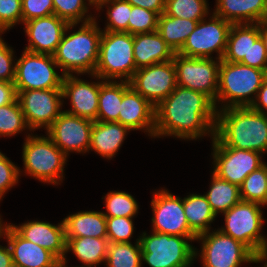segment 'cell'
Here are the masks:
<instances>
[{
	"label": "cell",
	"mask_w": 267,
	"mask_h": 267,
	"mask_svg": "<svg viewBox=\"0 0 267 267\" xmlns=\"http://www.w3.org/2000/svg\"><path fill=\"white\" fill-rule=\"evenodd\" d=\"M210 190L205 194L213 213H225L241 201L240 187L232 184L214 173Z\"/></svg>",
	"instance_id": "cell-31"
},
{
	"label": "cell",
	"mask_w": 267,
	"mask_h": 267,
	"mask_svg": "<svg viewBox=\"0 0 267 267\" xmlns=\"http://www.w3.org/2000/svg\"><path fill=\"white\" fill-rule=\"evenodd\" d=\"M128 131L129 128L118 122L94 121L89 150H94L102 157L113 158L122 146Z\"/></svg>",
	"instance_id": "cell-25"
},
{
	"label": "cell",
	"mask_w": 267,
	"mask_h": 267,
	"mask_svg": "<svg viewBox=\"0 0 267 267\" xmlns=\"http://www.w3.org/2000/svg\"><path fill=\"white\" fill-rule=\"evenodd\" d=\"M267 242H264L259 254L257 255L256 262L255 263H260L262 261L265 262L264 266H267Z\"/></svg>",
	"instance_id": "cell-51"
},
{
	"label": "cell",
	"mask_w": 267,
	"mask_h": 267,
	"mask_svg": "<svg viewBox=\"0 0 267 267\" xmlns=\"http://www.w3.org/2000/svg\"><path fill=\"white\" fill-rule=\"evenodd\" d=\"M107 4H110L107 6ZM107 6L108 21L106 28L102 31L110 32H127L132 5L124 0H96V10H101L103 6ZM110 6V7H109Z\"/></svg>",
	"instance_id": "cell-35"
},
{
	"label": "cell",
	"mask_w": 267,
	"mask_h": 267,
	"mask_svg": "<svg viewBox=\"0 0 267 267\" xmlns=\"http://www.w3.org/2000/svg\"><path fill=\"white\" fill-rule=\"evenodd\" d=\"M136 69L173 60L175 52L158 31L133 35Z\"/></svg>",
	"instance_id": "cell-24"
},
{
	"label": "cell",
	"mask_w": 267,
	"mask_h": 267,
	"mask_svg": "<svg viewBox=\"0 0 267 267\" xmlns=\"http://www.w3.org/2000/svg\"><path fill=\"white\" fill-rule=\"evenodd\" d=\"M26 128L29 129V126L17 99L0 106V136L16 135Z\"/></svg>",
	"instance_id": "cell-38"
},
{
	"label": "cell",
	"mask_w": 267,
	"mask_h": 267,
	"mask_svg": "<svg viewBox=\"0 0 267 267\" xmlns=\"http://www.w3.org/2000/svg\"><path fill=\"white\" fill-rule=\"evenodd\" d=\"M11 227L24 239L53 253L60 261L66 259V233L64 221L57 226L49 222L29 221Z\"/></svg>",
	"instance_id": "cell-22"
},
{
	"label": "cell",
	"mask_w": 267,
	"mask_h": 267,
	"mask_svg": "<svg viewBox=\"0 0 267 267\" xmlns=\"http://www.w3.org/2000/svg\"><path fill=\"white\" fill-rule=\"evenodd\" d=\"M62 89L17 91V100L25 116L29 130L46 128L60 116L63 105Z\"/></svg>",
	"instance_id": "cell-14"
},
{
	"label": "cell",
	"mask_w": 267,
	"mask_h": 267,
	"mask_svg": "<svg viewBox=\"0 0 267 267\" xmlns=\"http://www.w3.org/2000/svg\"><path fill=\"white\" fill-rule=\"evenodd\" d=\"M129 84L156 107L177 86L176 68L173 60L137 69Z\"/></svg>",
	"instance_id": "cell-15"
},
{
	"label": "cell",
	"mask_w": 267,
	"mask_h": 267,
	"mask_svg": "<svg viewBox=\"0 0 267 267\" xmlns=\"http://www.w3.org/2000/svg\"><path fill=\"white\" fill-rule=\"evenodd\" d=\"M4 226H5V225L2 223V220H1V218H0V238L3 237L2 232H3V228H4Z\"/></svg>",
	"instance_id": "cell-54"
},
{
	"label": "cell",
	"mask_w": 267,
	"mask_h": 267,
	"mask_svg": "<svg viewBox=\"0 0 267 267\" xmlns=\"http://www.w3.org/2000/svg\"><path fill=\"white\" fill-rule=\"evenodd\" d=\"M87 1L89 2L88 4H90V5L95 7L96 0H87Z\"/></svg>",
	"instance_id": "cell-55"
},
{
	"label": "cell",
	"mask_w": 267,
	"mask_h": 267,
	"mask_svg": "<svg viewBox=\"0 0 267 267\" xmlns=\"http://www.w3.org/2000/svg\"><path fill=\"white\" fill-rule=\"evenodd\" d=\"M184 214L189 228L198 236L210 231V223L216 215L213 213L206 195L190 194L183 199Z\"/></svg>",
	"instance_id": "cell-29"
},
{
	"label": "cell",
	"mask_w": 267,
	"mask_h": 267,
	"mask_svg": "<svg viewBox=\"0 0 267 267\" xmlns=\"http://www.w3.org/2000/svg\"><path fill=\"white\" fill-rule=\"evenodd\" d=\"M20 169L9 158L0 162V200L12 186L18 183Z\"/></svg>",
	"instance_id": "cell-44"
},
{
	"label": "cell",
	"mask_w": 267,
	"mask_h": 267,
	"mask_svg": "<svg viewBox=\"0 0 267 267\" xmlns=\"http://www.w3.org/2000/svg\"><path fill=\"white\" fill-rule=\"evenodd\" d=\"M216 16L231 24H253L267 20V0H216Z\"/></svg>",
	"instance_id": "cell-23"
},
{
	"label": "cell",
	"mask_w": 267,
	"mask_h": 267,
	"mask_svg": "<svg viewBox=\"0 0 267 267\" xmlns=\"http://www.w3.org/2000/svg\"><path fill=\"white\" fill-rule=\"evenodd\" d=\"M105 198L107 212L105 217L133 218L138 213V204L134 197L123 191H110Z\"/></svg>",
	"instance_id": "cell-37"
},
{
	"label": "cell",
	"mask_w": 267,
	"mask_h": 267,
	"mask_svg": "<svg viewBox=\"0 0 267 267\" xmlns=\"http://www.w3.org/2000/svg\"><path fill=\"white\" fill-rule=\"evenodd\" d=\"M239 63L267 72L266 49L261 37L254 44H251L248 59H242Z\"/></svg>",
	"instance_id": "cell-46"
},
{
	"label": "cell",
	"mask_w": 267,
	"mask_h": 267,
	"mask_svg": "<svg viewBox=\"0 0 267 267\" xmlns=\"http://www.w3.org/2000/svg\"><path fill=\"white\" fill-rule=\"evenodd\" d=\"M6 156L3 154V153H1V151H0V162L5 158Z\"/></svg>",
	"instance_id": "cell-57"
},
{
	"label": "cell",
	"mask_w": 267,
	"mask_h": 267,
	"mask_svg": "<svg viewBox=\"0 0 267 267\" xmlns=\"http://www.w3.org/2000/svg\"><path fill=\"white\" fill-rule=\"evenodd\" d=\"M132 6L141 7L157 13L159 16L165 12L166 0H124Z\"/></svg>",
	"instance_id": "cell-47"
},
{
	"label": "cell",
	"mask_w": 267,
	"mask_h": 267,
	"mask_svg": "<svg viewBox=\"0 0 267 267\" xmlns=\"http://www.w3.org/2000/svg\"><path fill=\"white\" fill-rule=\"evenodd\" d=\"M25 33L29 37L25 50L53 55L61 42L68 23L52 14L24 22Z\"/></svg>",
	"instance_id": "cell-19"
},
{
	"label": "cell",
	"mask_w": 267,
	"mask_h": 267,
	"mask_svg": "<svg viewBox=\"0 0 267 267\" xmlns=\"http://www.w3.org/2000/svg\"><path fill=\"white\" fill-rule=\"evenodd\" d=\"M107 237H77L66 239V253L72 251L84 265L97 266L106 261Z\"/></svg>",
	"instance_id": "cell-28"
},
{
	"label": "cell",
	"mask_w": 267,
	"mask_h": 267,
	"mask_svg": "<svg viewBox=\"0 0 267 267\" xmlns=\"http://www.w3.org/2000/svg\"><path fill=\"white\" fill-rule=\"evenodd\" d=\"M218 60V61H217ZM177 86L204 93L214 103L218 90L220 59L185 57L174 54Z\"/></svg>",
	"instance_id": "cell-12"
},
{
	"label": "cell",
	"mask_w": 267,
	"mask_h": 267,
	"mask_svg": "<svg viewBox=\"0 0 267 267\" xmlns=\"http://www.w3.org/2000/svg\"><path fill=\"white\" fill-rule=\"evenodd\" d=\"M13 54L12 48L0 37V81L14 82L16 65H13Z\"/></svg>",
	"instance_id": "cell-45"
},
{
	"label": "cell",
	"mask_w": 267,
	"mask_h": 267,
	"mask_svg": "<svg viewBox=\"0 0 267 267\" xmlns=\"http://www.w3.org/2000/svg\"><path fill=\"white\" fill-rule=\"evenodd\" d=\"M14 84L16 91L62 89L64 75H59L53 55L24 50L15 63Z\"/></svg>",
	"instance_id": "cell-9"
},
{
	"label": "cell",
	"mask_w": 267,
	"mask_h": 267,
	"mask_svg": "<svg viewBox=\"0 0 267 267\" xmlns=\"http://www.w3.org/2000/svg\"><path fill=\"white\" fill-rule=\"evenodd\" d=\"M133 44L132 34L102 31L98 61L91 76L104 81L121 78L120 81L129 82L137 70Z\"/></svg>",
	"instance_id": "cell-5"
},
{
	"label": "cell",
	"mask_w": 267,
	"mask_h": 267,
	"mask_svg": "<svg viewBox=\"0 0 267 267\" xmlns=\"http://www.w3.org/2000/svg\"><path fill=\"white\" fill-rule=\"evenodd\" d=\"M22 23V0H0V33Z\"/></svg>",
	"instance_id": "cell-42"
},
{
	"label": "cell",
	"mask_w": 267,
	"mask_h": 267,
	"mask_svg": "<svg viewBox=\"0 0 267 267\" xmlns=\"http://www.w3.org/2000/svg\"><path fill=\"white\" fill-rule=\"evenodd\" d=\"M66 259H63V261L60 262V267H67L66 266ZM79 267V266H78ZM81 267H95V266H88V265H84V266H81Z\"/></svg>",
	"instance_id": "cell-53"
},
{
	"label": "cell",
	"mask_w": 267,
	"mask_h": 267,
	"mask_svg": "<svg viewBox=\"0 0 267 267\" xmlns=\"http://www.w3.org/2000/svg\"><path fill=\"white\" fill-rule=\"evenodd\" d=\"M242 201L267 205V165L250 173L240 186Z\"/></svg>",
	"instance_id": "cell-34"
},
{
	"label": "cell",
	"mask_w": 267,
	"mask_h": 267,
	"mask_svg": "<svg viewBox=\"0 0 267 267\" xmlns=\"http://www.w3.org/2000/svg\"><path fill=\"white\" fill-rule=\"evenodd\" d=\"M201 240L203 267H239L241 263H255L257 256L243 243L222 233L219 229L204 232L196 237Z\"/></svg>",
	"instance_id": "cell-10"
},
{
	"label": "cell",
	"mask_w": 267,
	"mask_h": 267,
	"mask_svg": "<svg viewBox=\"0 0 267 267\" xmlns=\"http://www.w3.org/2000/svg\"><path fill=\"white\" fill-rule=\"evenodd\" d=\"M197 21L180 19L162 13L158 19L157 31L169 47L177 53L194 31Z\"/></svg>",
	"instance_id": "cell-30"
},
{
	"label": "cell",
	"mask_w": 267,
	"mask_h": 267,
	"mask_svg": "<svg viewBox=\"0 0 267 267\" xmlns=\"http://www.w3.org/2000/svg\"><path fill=\"white\" fill-rule=\"evenodd\" d=\"M157 192V193H156ZM153 192L151 206L153 232L178 235L197 236L190 228L184 214L183 199L166 189Z\"/></svg>",
	"instance_id": "cell-17"
},
{
	"label": "cell",
	"mask_w": 267,
	"mask_h": 267,
	"mask_svg": "<svg viewBox=\"0 0 267 267\" xmlns=\"http://www.w3.org/2000/svg\"><path fill=\"white\" fill-rule=\"evenodd\" d=\"M23 145L25 173L41 182L57 184L63 180L67 156L49 137L30 134Z\"/></svg>",
	"instance_id": "cell-7"
},
{
	"label": "cell",
	"mask_w": 267,
	"mask_h": 267,
	"mask_svg": "<svg viewBox=\"0 0 267 267\" xmlns=\"http://www.w3.org/2000/svg\"><path fill=\"white\" fill-rule=\"evenodd\" d=\"M260 207V204L241 200L223 214L225 226L219 229L246 245L256 256L266 238L260 233L264 221Z\"/></svg>",
	"instance_id": "cell-8"
},
{
	"label": "cell",
	"mask_w": 267,
	"mask_h": 267,
	"mask_svg": "<svg viewBox=\"0 0 267 267\" xmlns=\"http://www.w3.org/2000/svg\"><path fill=\"white\" fill-rule=\"evenodd\" d=\"M250 107L257 112L267 114V78L263 81L256 99Z\"/></svg>",
	"instance_id": "cell-49"
},
{
	"label": "cell",
	"mask_w": 267,
	"mask_h": 267,
	"mask_svg": "<svg viewBox=\"0 0 267 267\" xmlns=\"http://www.w3.org/2000/svg\"><path fill=\"white\" fill-rule=\"evenodd\" d=\"M197 236H178L153 232L139 237L141 260L150 267H190L198 255L188 241L196 240Z\"/></svg>",
	"instance_id": "cell-6"
},
{
	"label": "cell",
	"mask_w": 267,
	"mask_h": 267,
	"mask_svg": "<svg viewBox=\"0 0 267 267\" xmlns=\"http://www.w3.org/2000/svg\"><path fill=\"white\" fill-rule=\"evenodd\" d=\"M86 5L88 4L85 0H53L54 15L65 20L68 24L89 22L95 18L91 15H85L88 13Z\"/></svg>",
	"instance_id": "cell-39"
},
{
	"label": "cell",
	"mask_w": 267,
	"mask_h": 267,
	"mask_svg": "<svg viewBox=\"0 0 267 267\" xmlns=\"http://www.w3.org/2000/svg\"><path fill=\"white\" fill-rule=\"evenodd\" d=\"M211 139L215 164L213 173L232 184L240 187L250 173L265 164L260 152L226 147L215 136Z\"/></svg>",
	"instance_id": "cell-13"
},
{
	"label": "cell",
	"mask_w": 267,
	"mask_h": 267,
	"mask_svg": "<svg viewBox=\"0 0 267 267\" xmlns=\"http://www.w3.org/2000/svg\"><path fill=\"white\" fill-rule=\"evenodd\" d=\"M100 81L97 121L118 122L122 103V81Z\"/></svg>",
	"instance_id": "cell-32"
},
{
	"label": "cell",
	"mask_w": 267,
	"mask_h": 267,
	"mask_svg": "<svg viewBox=\"0 0 267 267\" xmlns=\"http://www.w3.org/2000/svg\"><path fill=\"white\" fill-rule=\"evenodd\" d=\"M93 123L90 119L64 110L47 129V135L66 156L73 151L86 153L89 151Z\"/></svg>",
	"instance_id": "cell-16"
},
{
	"label": "cell",
	"mask_w": 267,
	"mask_h": 267,
	"mask_svg": "<svg viewBox=\"0 0 267 267\" xmlns=\"http://www.w3.org/2000/svg\"><path fill=\"white\" fill-rule=\"evenodd\" d=\"M17 99V91L13 82L0 81V106L13 103Z\"/></svg>",
	"instance_id": "cell-48"
},
{
	"label": "cell",
	"mask_w": 267,
	"mask_h": 267,
	"mask_svg": "<svg viewBox=\"0 0 267 267\" xmlns=\"http://www.w3.org/2000/svg\"><path fill=\"white\" fill-rule=\"evenodd\" d=\"M77 24H68L53 58L62 75L90 73L94 75L102 30L96 20L83 23L79 30L67 35ZM72 72V73H71Z\"/></svg>",
	"instance_id": "cell-3"
},
{
	"label": "cell",
	"mask_w": 267,
	"mask_h": 267,
	"mask_svg": "<svg viewBox=\"0 0 267 267\" xmlns=\"http://www.w3.org/2000/svg\"><path fill=\"white\" fill-rule=\"evenodd\" d=\"M107 239L112 243H130L134 233L132 218L106 217Z\"/></svg>",
	"instance_id": "cell-41"
},
{
	"label": "cell",
	"mask_w": 267,
	"mask_h": 267,
	"mask_svg": "<svg viewBox=\"0 0 267 267\" xmlns=\"http://www.w3.org/2000/svg\"><path fill=\"white\" fill-rule=\"evenodd\" d=\"M158 19L159 15L153 11L132 6L128 22V33L136 35L157 31Z\"/></svg>",
	"instance_id": "cell-40"
},
{
	"label": "cell",
	"mask_w": 267,
	"mask_h": 267,
	"mask_svg": "<svg viewBox=\"0 0 267 267\" xmlns=\"http://www.w3.org/2000/svg\"><path fill=\"white\" fill-rule=\"evenodd\" d=\"M100 82H86L73 74L64 75L62 81L63 98L71 100L72 108L66 112L78 117L97 121Z\"/></svg>",
	"instance_id": "cell-20"
},
{
	"label": "cell",
	"mask_w": 267,
	"mask_h": 267,
	"mask_svg": "<svg viewBox=\"0 0 267 267\" xmlns=\"http://www.w3.org/2000/svg\"><path fill=\"white\" fill-rule=\"evenodd\" d=\"M52 14L53 0H22V23Z\"/></svg>",
	"instance_id": "cell-43"
},
{
	"label": "cell",
	"mask_w": 267,
	"mask_h": 267,
	"mask_svg": "<svg viewBox=\"0 0 267 267\" xmlns=\"http://www.w3.org/2000/svg\"><path fill=\"white\" fill-rule=\"evenodd\" d=\"M136 241L134 246L131 242H109L105 261L107 267H141L142 252L139 238Z\"/></svg>",
	"instance_id": "cell-33"
},
{
	"label": "cell",
	"mask_w": 267,
	"mask_h": 267,
	"mask_svg": "<svg viewBox=\"0 0 267 267\" xmlns=\"http://www.w3.org/2000/svg\"><path fill=\"white\" fill-rule=\"evenodd\" d=\"M2 235L7 239L13 262L20 267H60V260L50 251L21 237L10 224Z\"/></svg>",
	"instance_id": "cell-21"
},
{
	"label": "cell",
	"mask_w": 267,
	"mask_h": 267,
	"mask_svg": "<svg viewBox=\"0 0 267 267\" xmlns=\"http://www.w3.org/2000/svg\"><path fill=\"white\" fill-rule=\"evenodd\" d=\"M266 78L267 72L264 70L221 60L216 103H214L216 110L217 101L224 102L220 110L231 107H250Z\"/></svg>",
	"instance_id": "cell-4"
},
{
	"label": "cell",
	"mask_w": 267,
	"mask_h": 267,
	"mask_svg": "<svg viewBox=\"0 0 267 267\" xmlns=\"http://www.w3.org/2000/svg\"><path fill=\"white\" fill-rule=\"evenodd\" d=\"M214 136L226 147L267 152V115L251 107L217 111Z\"/></svg>",
	"instance_id": "cell-2"
},
{
	"label": "cell",
	"mask_w": 267,
	"mask_h": 267,
	"mask_svg": "<svg viewBox=\"0 0 267 267\" xmlns=\"http://www.w3.org/2000/svg\"><path fill=\"white\" fill-rule=\"evenodd\" d=\"M66 239L77 237H107L106 217L103 212L83 211L64 218Z\"/></svg>",
	"instance_id": "cell-27"
},
{
	"label": "cell",
	"mask_w": 267,
	"mask_h": 267,
	"mask_svg": "<svg viewBox=\"0 0 267 267\" xmlns=\"http://www.w3.org/2000/svg\"><path fill=\"white\" fill-rule=\"evenodd\" d=\"M7 267H20L19 265H17L16 263L12 262L10 265H8Z\"/></svg>",
	"instance_id": "cell-56"
},
{
	"label": "cell",
	"mask_w": 267,
	"mask_h": 267,
	"mask_svg": "<svg viewBox=\"0 0 267 267\" xmlns=\"http://www.w3.org/2000/svg\"><path fill=\"white\" fill-rule=\"evenodd\" d=\"M259 37L260 23L232 24L222 60L239 63L242 59H248L251 44H254Z\"/></svg>",
	"instance_id": "cell-26"
},
{
	"label": "cell",
	"mask_w": 267,
	"mask_h": 267,
	"mask_svg": "<svg viewBox=\"0 0 267 267\" xmlns=\"http://www.w3.org/2000/svg\"><path fill=\"white\" fill-rule=\"evenodd\" d=\"M260 37L263 40L267 55V20L260 23Z\"/></svg>",
	"instance_id": "cell-52"
},
{
	"label": "cell",
	"mask_w": 267,
	"mask_h": 267,
	"mask_svg": "<svg viewBox=\"0 0 267 267\" xmlns=\"http://www.w3.org/2000/svg\"><path fill=\"white\" fill-rule=\"evenodd\" d=\"M13 262L9 246L3 247L0 245V267H7Z\"/></svg>",
	"instance_id": "cell-50"
},
{
	"label": "cell",
	"mask_w": 267,
	"mask_h": 267,
	"mask_svg": "<svg viewBox=\"0 0 267 267\" xmlns=\"http://www.w3.org/2000/svg\"><path fill=\"white\" fill-rule=\"evenodd\" d=\"M208 6L206 0H166L164 13L168 16L198 22L209 14Z\"/></svg>",
	"instance_id": "cell-36"
},
{
	"label": "cell",
	"mask_w": 267,
	"mask_h": 267,
	"mask_svg": "<svg viewBox=\"0 0 267 267\" xmlns=\"http://www.w3.org/2000/svg\"><path fill=\"white\" fill-rule=\"evenodd\" d=\"M210 18L209 22L206 18L198 21L178 54L185 57L212 58L211 55L216 52L217 59L222 60L232 24L214 13Z\"/></svg>",
	"instance_id": "cell-11"
},
{
	"label": "cell",
	"mask_w": 267,
	"mask_h": 267,
	"mask_svg": "<svg viewBox=\"0 0 267 267\" xmlns=\"http://www.w3.org/2000/svg\"><path fill=\"white\" fill-rule=\"evenodd\" d=\"M217 111L214 102L204 93L176 86L168 97L155 107V134L197 139L214 137Z\"/></svg>",
	"instance_id": "cell-1"
},
{
	"label": "cell",
	"mask_w": 267,
	"mask_h": 267,
	"mask_svg": "<svg viewBox=\"0 0 267 267\" xmlns=\"http://www.w3.org/2000/svg\"><path fill=\"white\" fill-rule=\"evenodd\" d=\"M118 123L130 130L143 129L154 137L155 106L136 92L127 81H122V103Z\"/></svg>",
	"instance_id": "cell-18"
}]
</instances>
